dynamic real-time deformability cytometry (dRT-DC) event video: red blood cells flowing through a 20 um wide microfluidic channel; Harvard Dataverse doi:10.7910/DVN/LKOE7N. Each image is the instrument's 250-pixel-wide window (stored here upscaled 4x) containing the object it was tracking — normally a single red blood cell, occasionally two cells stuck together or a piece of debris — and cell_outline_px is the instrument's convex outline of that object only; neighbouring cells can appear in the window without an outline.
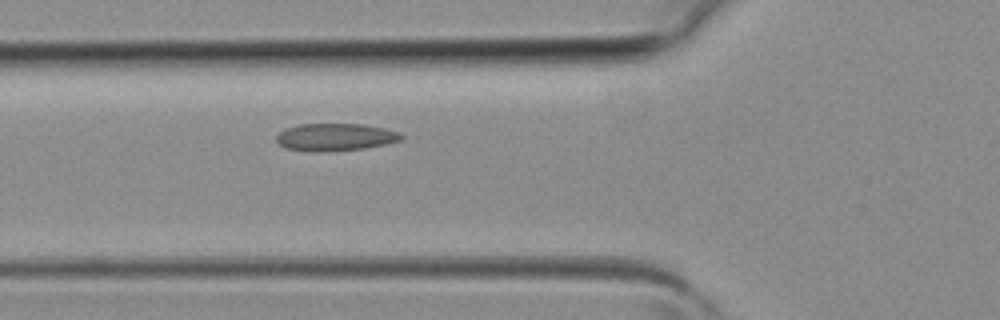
{"species": "common noctule bat (a hibernating species)", "species_latin": "Nyctalus noctula", "temperature_condition": "room temperature", "stored_images_in_passage": 6, "camera_frame_rate_fps": 3000, "um_per_image_px": 0.085, "animal": {"sex": "female", "body_mass_g": 19.3, "forearm_length_mm": 54.1}, "frame": {"image": 1, "passage_image": 6, "time_ms": 1.667, "image_size_px": [1000, 320], "cell_outline_px": [[404, 136], [400, 140], [384, 144], [364, 148], [324, 152], [312, 152], [284, 148], [276, 140], [276, 136], [284, 128], [300, 124], [364, 124], [384, 128], [400, 132]], "centroid_in_image_um": [28.47, 11.65], "position_along_channel_um": 97.3, "area_um2": 20.06}}